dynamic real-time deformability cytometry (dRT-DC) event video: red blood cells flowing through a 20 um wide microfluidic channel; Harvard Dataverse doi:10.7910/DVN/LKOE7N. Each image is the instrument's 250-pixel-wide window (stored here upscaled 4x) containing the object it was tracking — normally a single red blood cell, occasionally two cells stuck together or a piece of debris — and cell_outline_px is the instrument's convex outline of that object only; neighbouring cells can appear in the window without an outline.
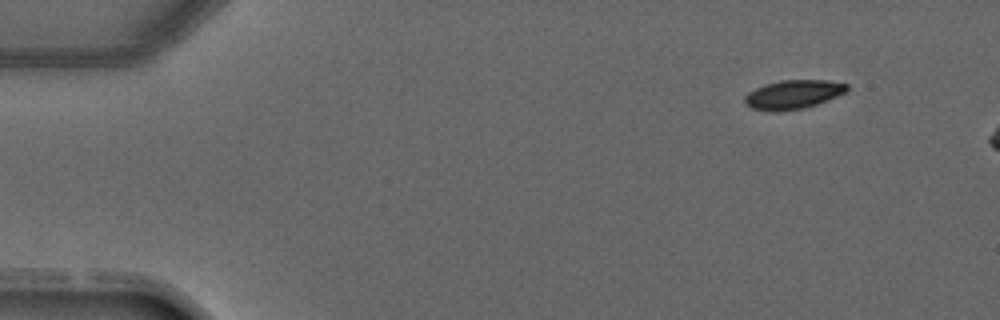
{"species": "common noctule bat (a hibernating species)", "species_latin": "Nyctalus noctula", "temperature_condition": "warm", "stored_images_in_passage": 2, "camera_frame_rate_fps": 3000, "um_per_image_px": 0.085, "animal": {"sex": "male", "forearm_length_mm": 52.5}, "frame": {"image": 1, "passage_image": 1, "time_ms": 0.0, "image_size_px": [1000, 320], "cell_outline_px": [[848, 88], [844, 92], [836, 96], [816, 104], [804, 108], [776, 112], [752, 108], [744, 100], [744, 96], [748, 92], [764, 84], [780, 80], [828, 80], [848, 84]], "centroid_in_image_um": [67.4, 8.02], "position_along_channel_um": 17.6, "area_um2": 17.05}}